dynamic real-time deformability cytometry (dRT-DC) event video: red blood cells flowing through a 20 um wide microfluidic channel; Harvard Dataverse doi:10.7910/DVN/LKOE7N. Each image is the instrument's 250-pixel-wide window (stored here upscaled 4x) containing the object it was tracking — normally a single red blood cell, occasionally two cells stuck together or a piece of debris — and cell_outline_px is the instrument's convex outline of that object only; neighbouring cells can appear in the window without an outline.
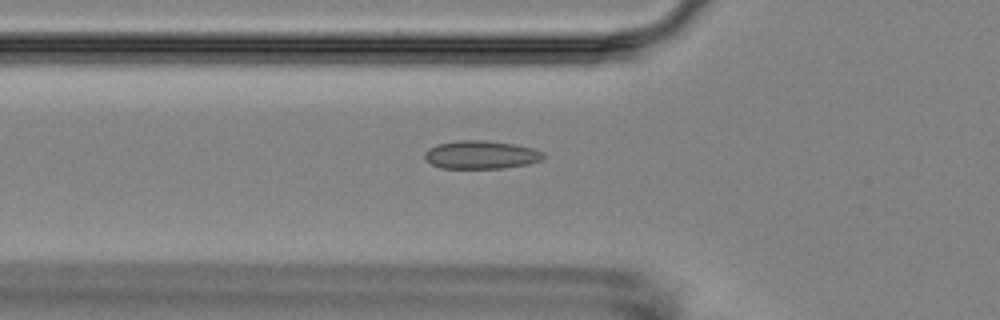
{"species": "Egyptian fruit bat (a non-hibernating species)", "species_latin": "Rousettus aegyptiacus", "temperature_condition": "room temperature", "stored_images_in_passage": 5, "camera_frame_rate_fps": 3000, "um_per_image_px": 0.085, "animal": {"sex": "female"}, "frame": {"image": 1, "passage_image": 5, "time_ms": 4.667, "image_size_px": [1000, 320], "cell_outline_px": [[544, 156], [540, 160], [528, 164], [504, 168], [440, 168], [432, 164], [424, 156], [424, 152], [428, 148], [436, 144], [460, 140], [488, 140], [516, 144], [532, 148], [544, 152]], "centroid_in_image_um": [40.88, 13.14], "position_along_channel_um": 84.9, "area_um2": 19.59}}